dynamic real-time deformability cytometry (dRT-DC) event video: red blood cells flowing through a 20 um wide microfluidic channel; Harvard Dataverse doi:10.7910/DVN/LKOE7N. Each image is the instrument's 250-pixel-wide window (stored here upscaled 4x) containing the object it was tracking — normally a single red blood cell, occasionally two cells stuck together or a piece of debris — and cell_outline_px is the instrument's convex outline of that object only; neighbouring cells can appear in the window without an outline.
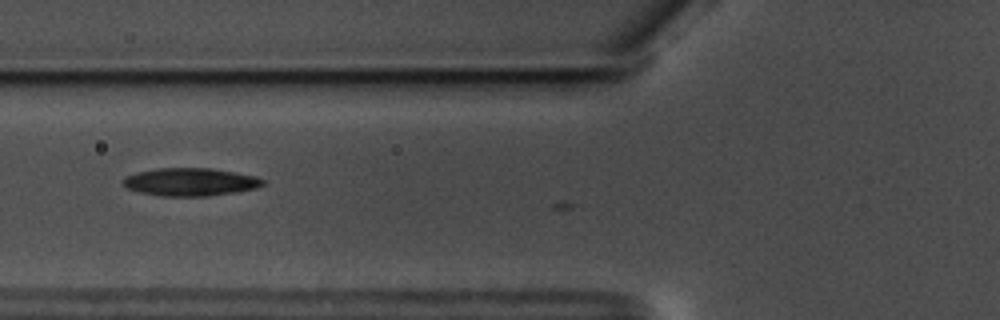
{"species": "common noctule bat (a hibernating species)", "species_latin": "Nyctalus noctula", "temperature_condition": "warm", "stored_images_in_passage": 6, "camera_frame_rate_fps": 3000, "um_per_image_px": 0.085, "animal": {"sex": "male", "body_mass_g": 17.5, "forearm_length_mm": 52.3}, "frame": {"image": 1, "passage_image": 4, "time_ms": 1.0, "image_size_px": [1000, 320], "cell_outline_px": [[264, 184], [256, 188], [236, 192], [208, 196], [160, 196], [140, 192], [128, 188], [120, 180], [124, 176], [136, 172], [156, 168], [212, 168], [256, 176], [264, 180]], "centroid_in_image_um": [16.15, 15.46], "position_along_channel_um": 109.6, "area_um2": 22.83}}